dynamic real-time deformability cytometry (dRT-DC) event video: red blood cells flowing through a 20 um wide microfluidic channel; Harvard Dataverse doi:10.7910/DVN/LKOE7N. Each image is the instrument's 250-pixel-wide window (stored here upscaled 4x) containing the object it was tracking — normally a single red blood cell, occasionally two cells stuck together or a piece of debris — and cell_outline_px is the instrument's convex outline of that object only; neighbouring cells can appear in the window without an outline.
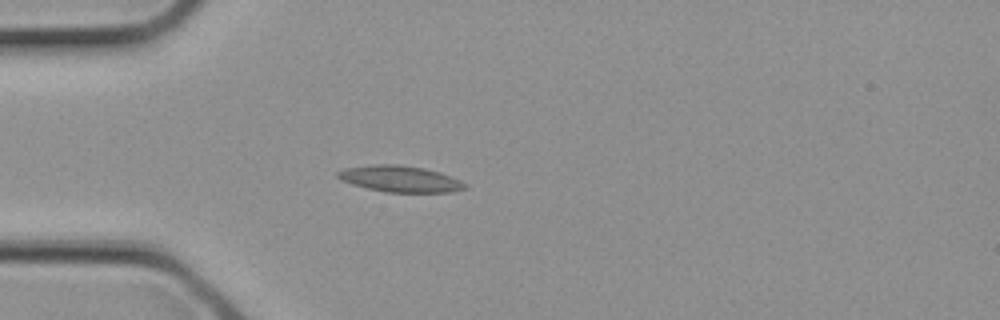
{"species": "common noctule bat (a hibernating species)", "species_latin": "Nyctalus noctula", "temperature_condition": "cold", "stored_images_in_passage": 3, "camera_frame_rate_fps": 3000, "um_per_image_px": 0.085, "animal": {"sex": "female", "body_mass_g": 21.9}, "frame": {"image": 1, "passage_image": 3, "time_ms": 0.667, "image_size_px": [1000, 320], "cell_outline_px": [[468, 188], [452, 192], [388, 192], [368, 188], [352, 184], [340, 180], [336, 176], [336, 172], [344, 168], [372, 164], [396, 164], [424, 168], [440, 172], [452, 176], [468, 184]], "centroid_in_image_um": [34.02, 15.2], "position_along_channel_um": 51.0, "area_um2": 19.65}}